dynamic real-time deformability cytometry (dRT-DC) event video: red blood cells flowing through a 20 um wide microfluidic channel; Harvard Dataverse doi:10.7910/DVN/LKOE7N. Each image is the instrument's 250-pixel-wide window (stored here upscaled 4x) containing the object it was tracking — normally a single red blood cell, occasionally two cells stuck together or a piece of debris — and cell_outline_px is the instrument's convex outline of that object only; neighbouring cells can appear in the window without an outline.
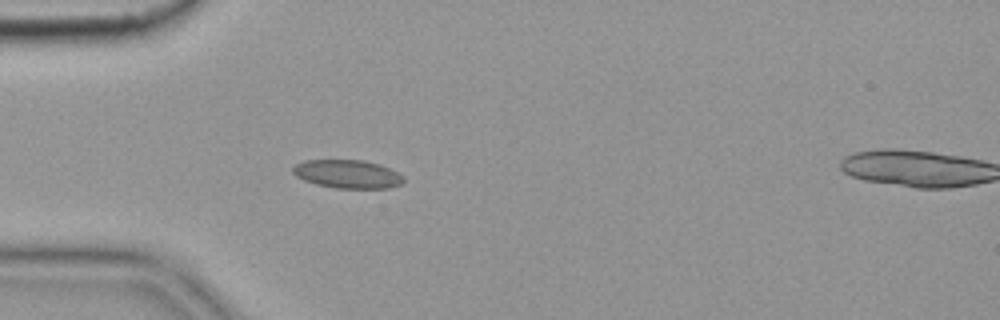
{"species": "common noctule bat (a hibernating species)", "species_latin": "Nyctalus noctula", "temperature_condition": "cold", "stored_images_in_passage": 55, "camera_frame_rate_fps": 3000, "um_per_image_px": 0.085, "animal": {"sex": "female", "body_mass_g": 19.9}, "frame": {"image": 1, "passage_image": 16, "time_ms": 5.0, "image_size_px": [1000, 320], "cell_outline_px": [[404, 180], [400, 184], [388, 188], [336, 188], [316, 184], [304, 180], [296, 176], [292, 172], [292, 168], [296, 164], [304, 160], [364, 160], [380, 164], [404, 176]], "centroid_in_image_um": [29.52, 14.79], "position_along_channel_um": 55.5, "area_um2": 18.26}, "authors_computed_cell_mechanics": {"area_um2": 17.918, "velocity_mm_per_s": 3.5934, "shape_relaxation_time_tau1_ms": 2.5855, "shape_relaxation_time_tau2_ms": 1.25, "deformation_change_tau1": 0.085, "deformation_change_tau2": 0.0554}}